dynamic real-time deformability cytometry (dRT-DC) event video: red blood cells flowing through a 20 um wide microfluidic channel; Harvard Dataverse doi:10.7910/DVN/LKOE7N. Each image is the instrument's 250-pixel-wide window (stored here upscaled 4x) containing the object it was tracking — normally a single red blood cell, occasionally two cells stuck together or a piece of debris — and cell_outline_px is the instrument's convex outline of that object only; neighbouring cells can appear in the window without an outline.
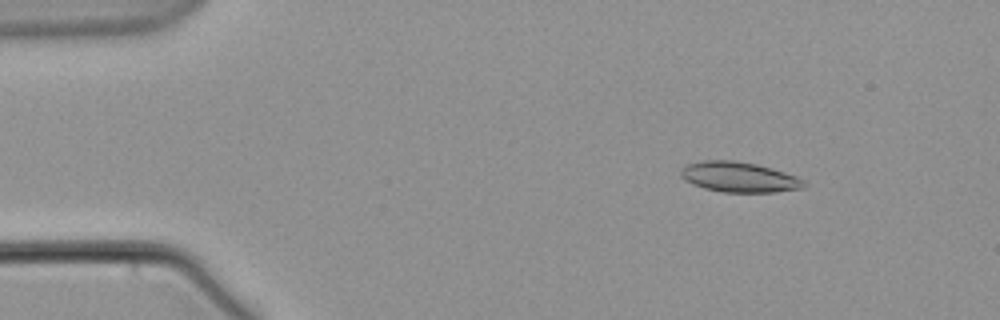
{"species": "common noctule bat (a hibernating species)", "species_latin": "Nyctalus noctula", "temperature_condition": "warm", "stored_images_in_passage": 5, "camera_frame_rate_fps": 3000, "um_per_image_px": 0.085, "animal": {"sex": "male", "body_mass_g": 21.5, "forearm_length_mm": 52.0}, "frame": {"image": 1, "passage_image": 1, "time_ms": 0.0, "image_size_px": [1000, 320], "cell_outline_px": [[808, 184], [804, 188], [776, 192], [724, 192], [704, 188], [692, 184], [684, 180], [680, 176], [680, 168], [688, 164], [704, 160], [736, 160], [756, 164], [772, 168], [796, 176], [804, 180]], "centroid_in_image_um": [62.82, 15.05], "position_along_channel_um": 22.2, "area_um2": 21.91}}
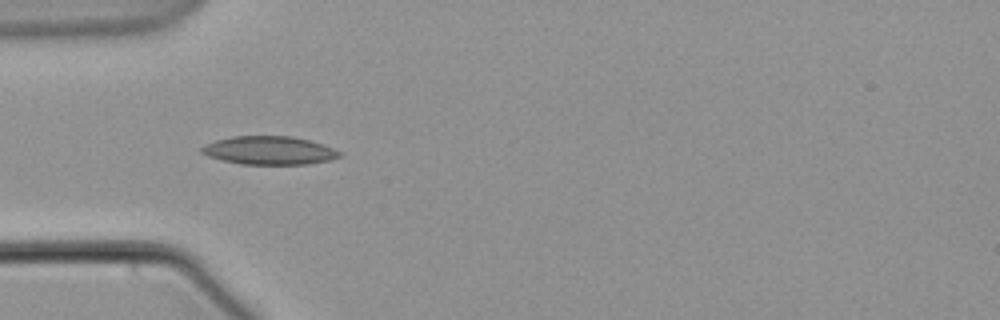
{"frame": {"image": 2, "passage_image": 4, "time_ms": 3.667, "image_size_px": [1000, 320], "cell_outline_px": [[344, 152], [340, 156], [328, 160], [308, 164], [240, 164], [208, 156], [200, 152], [200, 148], [204, 144], [216, 140], [232, 136], [292, 136], [324, 144]], "centroid_in_image_um": [22.89, 12.78], "position_along_channel_um": 62.1, "area_um2": 22.83}}
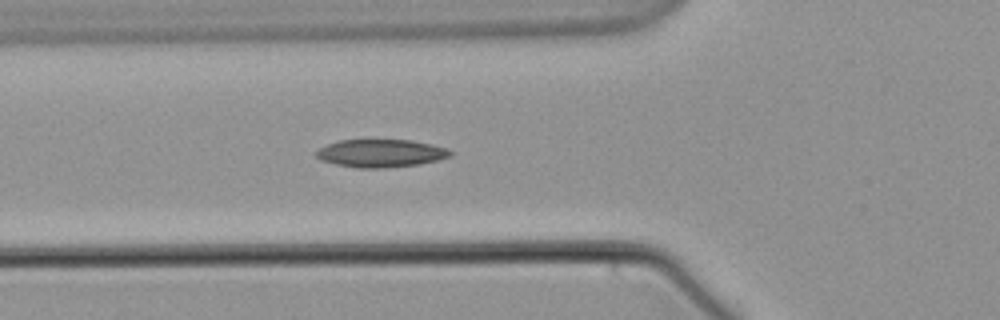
{"frame": {"image": 3, "passage_image": 5, "time_ms": 4.667, "image_size_px": [1000, 320], "cell_outline_px": [[452, 156], [420, 164], [384, 168], [356, 168], [336, 164], [320, 160], [316, 156], [316, 152], [320, 148], [328, 144], [340, 140], [412, 140], [444, 148], [452, 152]], "centroid_in_image_um": [32.34, 13.03], "position_along_channel_um": 93.5, "area_um2": 21.56}}